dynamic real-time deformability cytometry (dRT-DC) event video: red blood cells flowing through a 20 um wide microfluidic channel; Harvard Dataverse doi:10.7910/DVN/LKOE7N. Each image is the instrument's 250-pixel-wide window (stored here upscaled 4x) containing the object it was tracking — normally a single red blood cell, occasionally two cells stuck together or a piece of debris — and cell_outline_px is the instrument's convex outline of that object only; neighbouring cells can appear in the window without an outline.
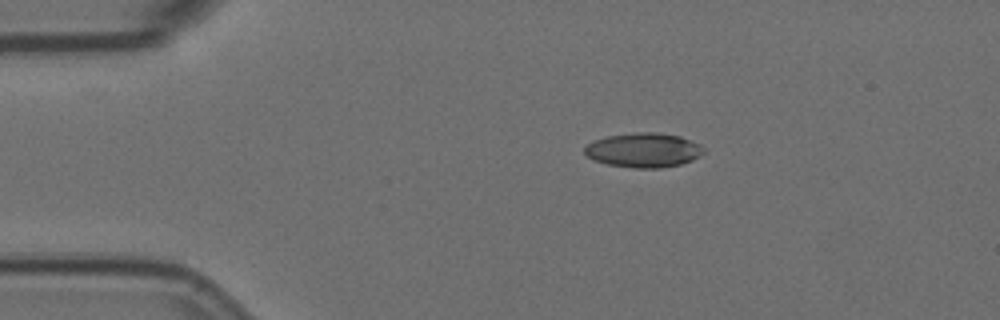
{"species": "Egyptian fruit bat (a non-hibernating species)", "species_latin": "Rousettus aegyptiacus", "temperature_condition": "room temperature", "stored_images_in_passage": 4, "camera_frame_rate_fps": 3000, "um_per_image_px": 0.085, "animal": {"sex": "female"}, "frame": {"image": 1, "passage_image": 1, "time_ms": 0.0, "image_size_px": [1000, 320], "cell_outline_px": [[704, 152], [700, 156], [692, 160], [680, 164], [660, 168], [636, 168], [608, 164], [592, 160], [584, 152], [584, 148], [592, 140], [608, 136], [636, 132], [656, 132], [680, 136], [700, 144], [704, 148]], "centroid_in_image_um": [54.7, 12.76], "position_along_channel_um": 30.3, "area_um2": 23.93}}
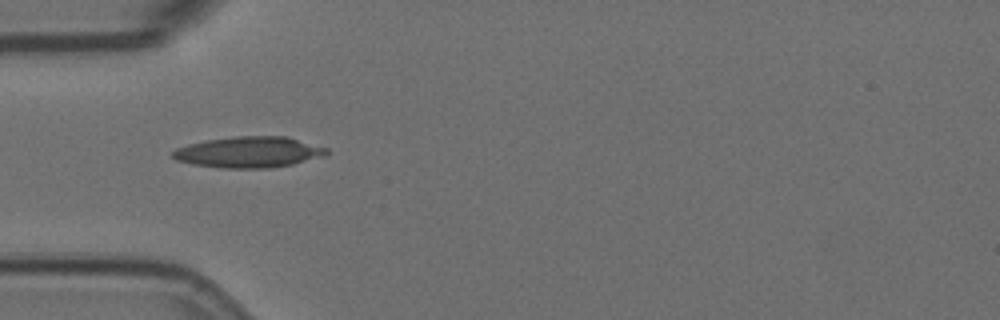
{"frame": {"image": 2, "passage_image": 3, "time_ms": 0.667, "image_size_px": [1000, 320], "cell_outline_px": [[328, 152], [324, 156], [292, 164], [268, 168], [224, 168], [192, 164], [176, 160], [172, 156], [172, 152], [176, 148], [188, 144], [208, 140], [236, 136], [284, 136], [328, 148]], "centroid_in_image_um": [21.14, 12.93], "position_along_channel_um": 63.9, "area_um2": 27.57}}
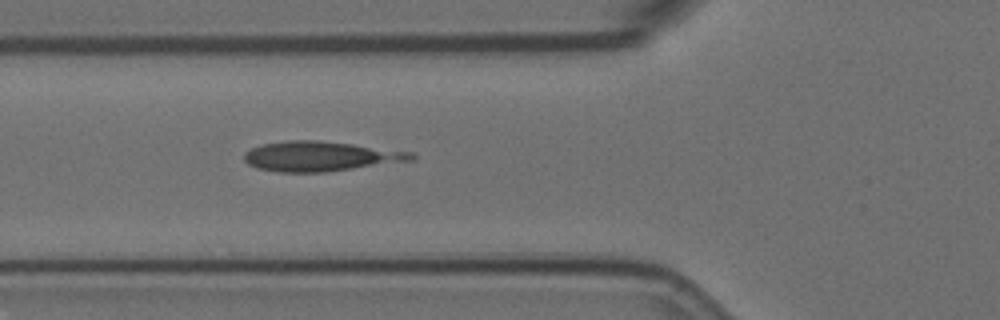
{"frame": {"image": 3, "passage_image": 4, "time_ms": 1.0, "image_size_px": [1000, 320], "cell_outline_px": [[416, 160], [324, 172], [276, 172], [256, 168], [248, 164], [244, 160], [244, 152], [260, 144], [288, 140], [320, 140], [416, 152]], "centroid_in_image_um": [27.25, 13.28], "position_along_channel_um": 98.6, "area_um2": 29.36}}